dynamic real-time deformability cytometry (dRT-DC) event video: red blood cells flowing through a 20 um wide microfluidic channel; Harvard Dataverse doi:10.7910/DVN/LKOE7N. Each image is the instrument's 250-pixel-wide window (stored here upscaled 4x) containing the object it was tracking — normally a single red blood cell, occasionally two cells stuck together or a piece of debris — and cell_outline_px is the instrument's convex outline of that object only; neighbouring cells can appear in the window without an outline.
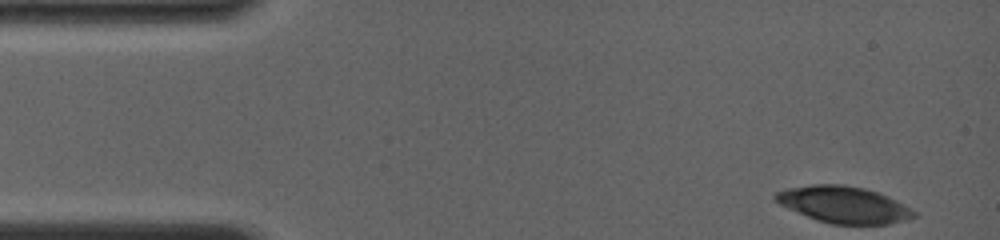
{"species": "common noctule bat (a hibernating species)", "species_latin": "Nyctalus noctula", "temperature_condition": "room temperature", "stored_images_in_passage": 10, "camera_frame_rate_fps": 4000, "um_per_image_px": 0.085, "animal": {"sex": "female", "body_mass_g": 19.0, "forearm_length_mm": 56.7}, "frame": {"image": 1, "passage_image": 1, "time_ms": 0.0, "image_size_px": [1000, 240], "cell_outline_px": [[916, 216], [904, 220], [888, 224], [832, 224], [816, 220], [788, 208], [772, 200], [772, 196], [776, 192], [784, 188], [812, 184], [844, 184], [864, 188], [888, 196], [904, 204], [916, 212]], "centroid_in_image_um": [71.67, 17.38], "position_along_channel_um": 13.3, "area_um2": 29.65}}
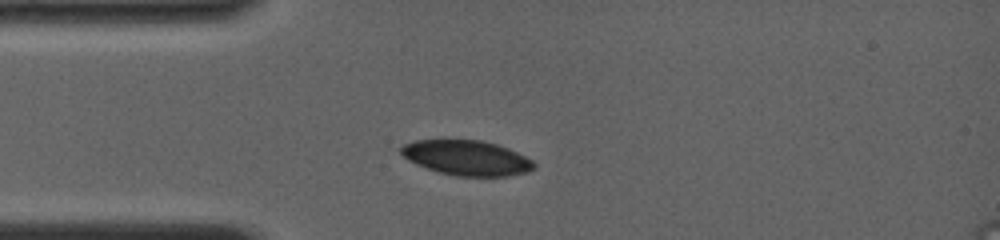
{"frame": {"image": 2, "passage_image": 9, "time_ms": 3.25, "image_size_px": [1000, 240], "cell_outline_px": [[536, 168], [528, 172], [508, 176], [456, 176], [440, 172], [416, 164], [408, 160], [400, 152], [400, 148], [404, 144], [416, 140], [444, 136], [480, 140], [496, 144], [508, 148], [532, 160], [536, 164]], "centroid_in_image_um": [39.63, 13.36], "position_along_channel_um": 45.4, "area_um2": 27.92}}